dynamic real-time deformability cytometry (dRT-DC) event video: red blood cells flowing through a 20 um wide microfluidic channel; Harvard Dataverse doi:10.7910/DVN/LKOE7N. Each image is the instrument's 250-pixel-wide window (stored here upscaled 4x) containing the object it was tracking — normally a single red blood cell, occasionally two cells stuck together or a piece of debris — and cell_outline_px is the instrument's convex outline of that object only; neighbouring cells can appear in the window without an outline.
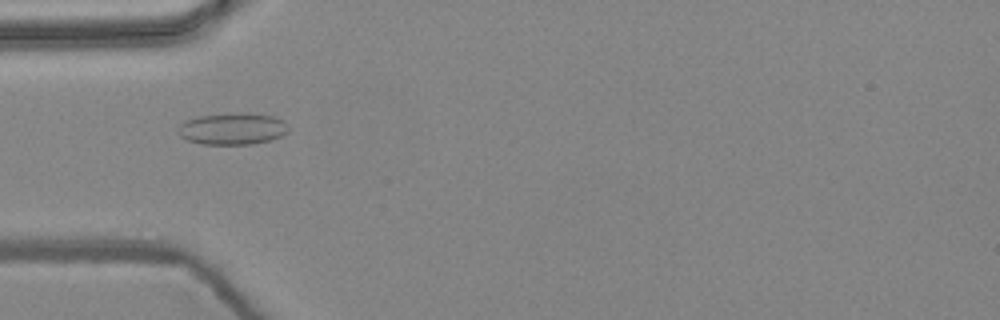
{"species": "common noctule bat (a hibernating species)", "species_latin": "Nyctalus noctula", "temperature_condition": "warm", "stored_images_in_passage": 8, "camera_frame_rate_fps": 3000, "um_per_image_px": 0.085, "animal": {"sex": "female", "body_mass_g": 24.6, "forearm_length_mm": 56.2}, "frame": {"image": 1, "passage_image": 4, "time_ms": 1.0, "image_size_px": [1000, 320], "cell_outline_px": [[288, 132], [280, 136], [268, 140], [252, 144], [200, 144], [188, 140], [180, 136], [180, 124], [196, 116], [240, 112], [272, 116], [284, 120], [288, 124]], "centroid_in_image_um": [19.79, 10.94], "position_along_channel_um": 65.2, "area_um2": 20.29}}
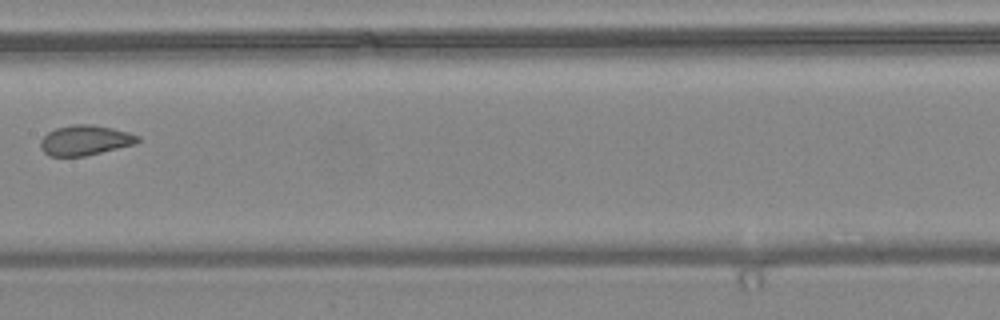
{"frame": {"image": 2, "passage_image": 7, "time_ms": 2.0, "image_size_px": [1000, 320], "cell_outline_px": [[140, 140], [136, 144], [84, 156], [48, 156], [40, 148], [40, 140], [48, 132], [56, 128], [72, 124], [92, 124], [112, 128], [128, 132], [140, 136]], "centroid_in_image_um": [7.23, 11.92], "position_along_channel_um": 200.2, "area_um2": 17.11}}
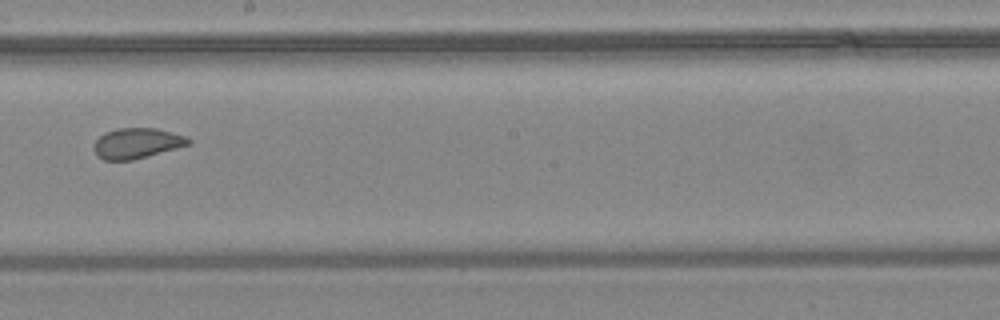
{"frame": {"image": 3, "passage_image": 8, "time_ms": 2.333, "image_size_px": [1000, 320], "cell_outline_px": [[192, 144], [148, 156], [132, 160], [104, 160], [96, 156], [92, 148], [96, 140], [104, 132], [116, 128], [156, 128], [184, 136], [192, 140]], "centroid_in_image_um": [11.61, 12.18], "position_along_channel_um": 236.6, "area_um2": 16.88}}